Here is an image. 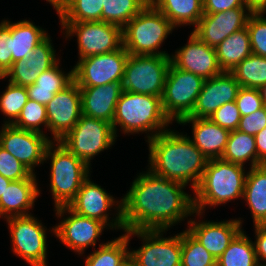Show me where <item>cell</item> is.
Returning a JSON list of instances; mask_svg holds the SVG:
<instances>
[{
  "instance_id": "obj_1",
  "label": "cell",
  "mask_w": 266,
  "mask_h": 266,
  "mask_svg": "<svg viewBox=\"0 0 266 266\" xmlns=\"http://www.w3.org/2000/svg\"><path fill=\"white\" fill-rule=\"evenodd\" d=\"M139 174V175H138ZM137 174L121 198L124 230H170L194 212L193 196L186 185L152 173Z\"/></svg>"
},
{
  "instance_id": "obj_2",
  "label": "cell",
  "mask_w": 266,
  "mask_h": 266,
  "mask_svg": "<svg viewBox=\"0 0 266 266\" xmlns=\"http://www.w3.org/2000/svg\"><path fill=\"white\" fill-rule=\"evenodd\" d=\"M148 167L152 173L177 181L194 191L198 186L208 159L193 144L187 133L170 128L147 140Z\"/></svg>"
},
{
  "instance_id": "obj_3",
  "label": "cell",
  "mask_w": 266,
  "mask_h": 266,
  "mask_svg": "<svg viewBox=\"0 0 266 266\" xmlns=\"http://www.w3.org/2000/svg\"><path fill=\"white\" fill-rule=\"evenodd\" d=\"M173 122L164 113L160 97L122 91L116 104L112 127L126 134H147V140L168 130ZM117 127H120L119 129Z\"/></svg>"
},
{
  "instance_id": "obj_4",
  "label": "cell",
  "mask_w": 266,
  "mask_h": 266,
  "mask_svg": "<svg viewBox=\"0 0 266 266\" xmlns=\"http://www.w3.org/2000/svg\"><path fill=\"white\" fill-rule=\"evenodd\" d=\"M244 168L221 158L208 160L202 178L193 191L194 211H197L199 218H204L206 207L243 199L247 174Z\"/></svg>"
},
{
  "instance_id": "obj_5",
  "label": "cell",
  "mask_w": 266,
  "mask_h": 266,
  "mask_svg": "<svg viewBox=\"0 0 266 266\" xmlns=\"http://www.w3.org/2000/svg\"><path fill=\"white\" fill-rule=\"evenodd\" d=\"M50 160V189L54 208L68 206L83 182L91 175L90 166L68 151L58 141L46 149L44 161Z\"/></svg>"
},
{
  "instance_id": "obj_6",
  "label": "cell",
  "mask_w": 266,
  "mask_h": 266,
  "mask_svg": "<svg viewBox=\"0 0 266 266\" xmlns=\"http://www.w3.org/2000/svg\"><path fill=\"white\" fill-rule=\"evenodd\" d=\"M176 27L151 3L123 28V47L129 54L170 56L159 49Z\"/></svg>"
},
{
  "instance_id": "obj_7",
  "label": "cell",
  "mask_w": 266,
  "mask_h": 266,
  "mask_svg": "<svg viewBox=\"0 0 266 266\" xmlns=\"http://www.w3.org/2000/svg\"><path fill=\"white\" fill-rule=\"evenodd\" d=\"M117 140L111 123L82 115L74 128L58 142L91 167L95 156Z\"/></svg>"
},
{
  "instance_id": "obj_8",
  "label": "cell",
  "mask_w": 266,
  "mask_h": 266,
  "mask_svg": "<svg viewBox=\"0 0 266 266\" xmlns=\"http://www.w3.org/2000/svg\"><path fill=\"white\" fill-rule=\"evenodd\" d=\"M170 64V56L129 54L122 90L161 98Z\"/></svg>"
},
{
  "instance_id": "obj_9",
  "label": "cell",
  "mask_w": 266,
  "mask_h": 266,
  "mask_svg": "<svg viewBox=\"0 0 266 266\" xmlns=\"http://www.w3.org/2000/svg\"><path fill=\"white\" fill-rule=\"evenodd\" d=\"M166 231L168 230L124 231L129 241L132 236H137L143 243L139 249L129 250L130 259L137 266H181L182 232L165 237L163 234Z\"/></svg>"
},
{
  "instance_id": "obj_10",
  "label": "cell",
  "mask_w": 266,
  "mask_h": 266,
  "mask_svg": "<svg viewBox=\"0 0 266 266\" xmlns=\"http://www.w3.org/2000/svg\"><path fill=\"white\" fill-rule=\"evenodd\" d=\"M65 39L76 36L78 60L123 46L122 27L104 21L60 22Z\"/></svg>"
},
{
  "instance_id": "obj_11",
  "label": "cell",
  "mask_w": 266,
  "mask_h": 266,
  "mask_svg": "<svg viewBox=\"0 0 266 266\" xmlns=\"http://www.w3.org/2000/svg\"><path fill=\"white\" fill-rule=\"evenodd\" d=\"M8 224L12 252L30 266H47V227L33 214L4 219Z\"/></svg>"
},
{
  "instance_id": "obj_12",
  "label": "cell",
  "mask_w": 266,
  "mask_h": 266,
  "mask_svg": "<svg viewBox=\"0 0 266 266\" xmlns=\"http://www.w3.org/2000/svg\"><path fill=\"white\" fill-rule=\"evenodd\" d=\"M204 81L170 64L161 100L164 113L172 122L178 123L192 112Z\"/></svg>"
},
{
  "instance_id": "obj_13",
  "label": "cell",
  "mask_w": 266,
  "mask_h": 266,
  "mask_svg": "<svg viewBox=\"0 0 266 266\" xmlns=\"http://www.w3.org/2000/svg\"><path fill=\"white\" fill-rule=\"evenodd\" d=\"M54 209L56 217L58 219L60 218V220L63 219L48 230L51 231L50 233H53L52 235H55V237L59 239V242L61 241L65 247L80 256H83L85 250L89 248V246L95 248L104 229H109L103 222L79 215L68 206Z\"/></svg>"
},
{
  "instance_id": "obj_14",
  "label": "cell",
  "mask_w": 266,
  "mask_h": 266,
  "mask_svg": "<svg viewBox=\"0 0 266 266\" xmlns=\"http://www.w3.org/2000/svg\"><path fill=\"white\" fill-rule=\"evenodd\" d=\"M90 177L91 175L83 182L68 207L79 215L103 222L109 229L125 231L122 219V200H116L99 184L91 181ZM113 208L116 213L112 214L113 217H109Z\"/></svg>"
},
{
  "instance_id": "obj_15",
  "label": "cell",
  "mask_w": 266,
  "mask_h": 266,
  "mask_svg": "<svg viewBox=\"0 0 266 266\" xmlns=\"http://www.w3.org/2000/svg\"><path fill=\"white\" fill-rule=\"evenodd\" d=\"M129 53L121 48L105 54L92 55L73 66L74 82L79 87H94L108 83H122Z\"/></svg>"
},
{
  "instance_id": "obj_16",
  "label": "cell",
  "mask_w": 266,
  "mask_h": 266,
  "mask_svg": "<svg viewBox=\"0 0 266 266\" xmlns=\"http://www.w3.org/2000/svg\"><path fill=\"white\" fill-rule=\"evenodd\" d=\"M47 134L19 129L13 125L2 124L0 146L19 160L33 174L35 167L44 163L47 146L51 143Z\"/></svg>"
},
{
  "instance_id": "obj_17",
  "label": "cell",
  "mask_w": 266,
  "mask_h": 266,
  "mask_svg": "<svg viewBox=\"0 0 266 266\" xmlns=\"http://www.w3.org/2000/svg\"><path fill=\"white\" fill-rule=\"evenodd\" d=\"M46 114L51 141H59L82 116L80 87L73 81L64 90L57 92L46 105Z\"/></svg>"
},
{
  "instance_id": "obj_18",
  "label": "cell",
  "mask_w": 266,
  "mask_h": 266,
  "mask_svg": "<svg viewBox=\"0 0 266 266\" xmlns=\"http://www.w3.org/2000/svg\"><path fill=\"white\" fill-rule=\"evenodd\" d=\"M171 63L186 72L194 73L204 80L221 74L215 48L201 41L192 32L187 43L170 55Z\"/></svg>"
},
{
  "instance_id": "obj_19",
  "label": "cell",
  "mask_w": 266,
  "mask_h": 266,
  "mask_svg": "<svg viewBox=\"0 0 266 266\" xmlns=\"http://www.w3.org/2000/svg\"><path fill=\"white\" fill-rule=\"evenodd\" d=\"M253 11L250 8H233L214 14H203L192 33L212 48H216L232 33L246 27Z\"/></svg>"
},
{
  "instance_id": "obj_20",
  "label": "cell",
  "mask_w": 266,
  "mask_h": 266,
  "mask_svg": "<svg viewBox=\"0 0 266 266\" xmlns=\"http://www.w3.org/2000/svg\"><path fill=\"white\" fill-rule=\"evenodd\" d=\"M197 211L192 216L195 219L189 220L186 228L203 247L212 254L217 260L221 254L228 248L233 239L243 230L242 218L221 220V221H197Z\"/></svg>"
},
{
  "instance_id": "obj_21",
  "label": "cell",
  "mask_w": 266,
  "mask_h": 266,
  "mask_svg": "<svg viewBox=\"0 0 266 266\" xmlns=\"http://www.w3.org/2000/svg\"><path fill=\"white\" fill-rule=\"evenodd\" d=\"M53 47L51 36L48 35L27 58L13 62L0 80L9 78L8 82L23 87L33 85L42 72L50 69L60 60Z\"/></svg>"
},
{
  "instance_id": "obj_22",
  "label": "cell",
  "mask_w": 266,
  "mask_h": 266,
  "mask_svg": "<svg viewBox=\"0 0 266 266\" xmlns=\"http://www.w3.org/2000/svg\"><path fill=\"white\" fill-rule=\"evenodd\" d=\"M240 84L231 72L221 74L204 81L192 112L187 117L209 118L225 103L236 100Z\"/></svg>"
},
{
  "instance_id": "obj_23",
  "label": "cell",
  "mask_w": 266,
  "mask_h": 266,
  "mask_svg": "<svg viewBox=\"0 0 266 266\" xmlns=\"http://www.w3.org/2000/svg\"><path fill=\"white\" fill-rule=\"evenodd\" d=\"M178 124H191L193 138L190 139L208 160L222 157L231 131L213 123L209 118L184 117Z\"/></svg>"
},
{
  "instance_id": "obj_24",
  "label": "cell",
  "mask_w": 266,
  "mask_h": 266,
  "mask_svg": "<svg viewBox=\"0 0 266 266\" xmlns=\"http://www.w3.org/2000/svg\"><path fill=\"white\" fill-rule=\"evenodd\" d=\"M122 83L112 82L94 87H80L82 115L112 124Z\"/></svg>"
},
{
  "instance_id": "obj_25",
  "label": "cell",
  "mask_w": 266,
  "mask_h": 266,
  "mask_svg": "<svg viewBox=\"0 0 266 266\" xmlns=\"http://www.w3.org/2000/svg\"><path fill=\"white\" fill-rule=\"evenodd\" d=\"M38 179L11 181L0 198V218L31 215L41 190Z\"/></svg>"
},
{
  "instance_id": "obj_26",
  "label": "cell",
  "mask_w": 266,
  "mask_h": 266,
  "mask_svg": "<svg viewBox=\"0 0 266 266\" xmlns=\"http://www.w3.org/2000/svg\"><path fill=\"white\" fill-rule=\"evenodd\" d=\"M242 200L251 211L254 226L266 225V164L247 170Z\"/></svg>"
},
{
  "instance_id": "obj_27",
  "label": "cell",
  "mask_w": 266,
  "mask_h": 266,
  "mask_svg": "<svg viewBox=\"0 0 266 266\" xmlns=\"http://www.w3.org/2000/svg\"><path fill=\"white\" fill-rule=\"evenodd\" d=\"M61 60L42 72L33 85L27 86L29 99L47 105L57 92L64 90L73 81V68L66 73L60 68Z\"/></svg>"
},
{
  "instance_id": "obj_28",
  "label": "cell",
  "mask_w": 266,
  "mask_h": 266,
  "mask_svg": "<svg viewBox=\"0 0 266 266\" xmlns=\"http://www.w3.org/2000/svg\"><path fill=\"white\" fill-rule=\"evenodd\" d=\"M10 33L12 63L27 58L30 52L48 36L45 29L26 19L14 23L10 21Z\"/></svg>"
},
{
  "instance_id": "obj_29",
  "label": "cell",
  "mask_w": 266,
  "mask_h": 266,
  "mask_svg": "<svg viewBox=\"0 0 266 266\" xmlns=\"http://www.w3.org/2000/svg\"><path fill=\"white\" fill-rule=\"evenodd\" d=\"M215 51L222 71L231 72L240 62L252 54L247 27L232 33L215 48Z\"/></svg>"
},
{
  "instance_id": "obj_30",
  "label": "cell",
  "mask_w": 266,
  "mask_h": 266,
  "mask_svg": "<svg viewBox=\"0 0 266 266\" xmlns=\"http://www.w3.org/2000/svg\"><path fill=\"white\" fill-rule=\"evenodd\" d=\"M151 4L176 27L193 26L203 16V0H153Z\"/></svg>"
},
{
  "instance_id": "obj_31",
  "label": "cell",
  "mask_w": 266,
  "mask_h": 266,
  "mask_svg": "<svg viewBox=\"0 0 266 266\" xmlns=\"http://www.w3.org/2000/svg\"><path fill=\"white\" fill-rule=\"evenodd\" d=\"M127 234L120 235L106 243H100L85 259V266H122L129 258Z\"/></svg>"
},
{
  "instance_id": "obj_32",
  "label": "cell",
  "mask_w": 266,
  "mask_h": 266,
  "mask_svg": "<svg viewBox=\"0 0 266 266\" xmlns=\"http://www.w3.org/2000/svg\"><path fill=\"white\" fill-rule=\"evenodd\" d=\"M221 159L242 166L249 161V168L257 166L255 137L242 131H231Z\"/></svg>"
},
{
  "instance_id": "obj_33",
  "label": "cell",
  "mask_w": 266,
  "mask_h": 266,
  "mask_svg": "<svg viewBox=\"0 0 266 266\" xmlns=\"http://www.w3.org/2000/svg\"><path fill=\"white\" fill-rule=\"evenodd\" d=\"M217 266H260L254 243L244 229L217 259Z\"/></svg>"
},
{
  "instance_id": "obj_34",
  "label": "cell",
  "mask_w": 266,
  "mask_h": 266,
  "mask_svg": "<svg viewBox=\"0 0 266 266\" xmlns=\"http://www.w3.org/2000/svg\"><path fill=\"white\" fill-rule=\"evenodd\" d=\"M231 73L240 87L260 89L266 85V57L250 54Z\"/></svg>"
},
{
  "instance_id": "obj_35",
  "label": "cell",
  "mask_w": 266,
  "mask_h": 266,
  "mask_svg": "<svg viewBox=\"0 0 266 266\" xmlns=\"http://www.w3.org/2000/svg\"><path fill=\"white\" fill-rule=\"evenodd\" d=\"M148 4L146 0H103L102 21L123 28Z\"/></svg>"
},
{
  "instance_id": "obj_36",
  "label": "cell",
  "mask_w": 266,
  "mask_h": 266,
  "mask_svg": "<svg viewBox=\"0 0 266 266\" xmlns=\"http://www.w3.org/2000/svg\"><path fill=\"white\" fill-rule=\"evenodd\" d=\"M0 95V110L4 118L3 124L12 125L19 117L22 108L29 100L26 87L8 82L6 89Z\"/></svg>"
},
{
  "instance_id": "obj_37",
  "label": "cell",
  "mask_w": 266,
  "mask_h": 266,
  "mask_svg": "<svg viewBox=\"0 0 266 266\" xmlns=\"http://www.w3.org/2000/svg\"><path fill=\"white\" fill-rule=\"evenodd\" d=\"M181 266H217V260L187 229L182 232Z\"/></svg>"
},
{
  "instance_id": "obj_38",
  "label": "cell",
  "mask_w": 266,
  "mask_h": 266,
  "mask_svg": "<svg viewBox=\"0 0 266 266\" xmlns=\"http://www.w3.org/2000/svg\"><path fill=\"white\" fill-rule=\"evenodd\" d=\"M103 0H74L59 16L60 22L102 21Z\"/></svg>"
},
{
  "instance_id": "obj_39",
  "label": "cell",
  "mask_w": 266,
  "mask_h": 266,
  "mask_svg": "<svg viewBox=\"0 0 266 266\" xmlns=\"http://www.w3.org/2000/svg\"><path fill=\"white\" fill-rule=\"evenodd\" d=\"M12 125L19 129L45 134L47 131L44 132L42 126L48 129L46 105L29 99Z\"/></svg>"
},
{
  "instance_id": "obj_40",
  "label": "cell",
  "mask_w": 266,
  "mask_h": 266,
  "mask_svg": "<svg viewBox=\"0 0 266 266\" xmlns=\"http://www.w3.org/2000/svg\"><path fill=\"white\" fill-rule=\"evenodd\" d=\"M266 11H253L246 27L250 36L252 53L266 57Z\"/></svg>"
},
{
  "instance_id": "obj_41",
  "label": "cell",
  "mask_w": 266,
  "mask_h": 266,
  "mask_svg": "<svg viewBox=\"0 0 266 266\" xmlns=\"http://www.w3.org/2000/svg\"><path fill=\"white\" fill-rule=\"evenodd\" d=\"M0 174L11 181L37 179L36 174H33L27 167L1 146Z\"/></svg>"
},
{
  "instance_id": "obj_42",
  "label": "cell",
  "mask_w": 266,
  "mask_h": 266,
  "mask_svg": "<svg viewBox=\"0 0 266 266\" xmlns=\"http://www.w3.org/2000/svg\"><path fill=\"white\" fill-rule=\"evenodd\" d=\"M235 102L241 116H247L264 107L259 89L240 87Z\"/></svg>"
},
{
  "instance_id": "obj_43",
  "label": "cell",
  "mask_w": 266,
  "mask_h": 266,
  "mask_svg": "<svg viewBox=\"0 0 266 266\" xmlns=\"http://www.w3.org/2000/svg\"><path fill=\"white\" fill-rule=\"evenodd\" d=\"M209 119L229 131L237 130L241 115L235 101L225 103L218 108Z\"/></svg>"
},
{
  "instance_id": "obj_44",
  "label": "cell",
  "mask_w": 266,
  "mask_h": 266,
  "mask_svg": "<svg viewBox=\"0 0 266 266\" xmlns=\"http://www.w3.org/2000/svg\"><path fill=\"white\" fill-rule=\"evenodd\" d=\"M11 40H12V35L10 33V21L6 19L1 20L0 22V77H3L5 73L12 66Z\"/></svg>"
},
{
  "instance_id": "obj_45",
  "label": "cell",
  "mask_w": 266,
  "mask_h": 266,
  "mask_svg": "<svg viewBox=\"0 0 266 266\" xmlns=\"http://www.w3.org/2000/svg\"><path fill=\"white\" fill-rule=\"evenodd\" d=\"M266 127V106L247 116H241L237 130L255 136Z\"/></svg>"
},
{
  "instance_id": "obj_46",
  "label": "cell",
  "mask_w": 266,
  "mask_h": 266,
  "mask_svg": "<svg viewBox=\"0 0 266 266\" xmlns=\"http://www.w3.org/2000/svg\"><path fill=\"white\" fill-rule=\"evenodd\" d=\"M233 8H249L245 0H203V13L214 14Z\"/></svg>"
},
{
  "instance_id": "obj_47",
  "label": "cell",
  "mask_w": 266,
  "mask_h": 266,
  "mask_svg": "<svg viewBox=\"0 0 266 266\" xmlns=\"http://www.w3.org/2000/svg\"><path fill=\"white\" fill-rule=\"evenodd\" d=\"M254 230L256 258L260 266H266V225H255Z\"/></svg>"
},
{
  "instance_id": "obj_48",
  "label": "cell",
  "mask_w": 266,
  "mask_h": 266,
  "mask_svg": "<svg viewBox=\"0 0 266 266\" xmlns=\"http://www.w3.org/2000/svg\"><path fill=\"white\" fill-rule=\"evenodd\" d=\"M257 166L266 164V127L255 136Z\"/></svg>"
},
{
  "instance_id": "obj_49",
  "label": "cell",
  "mask_w": 266,
  "mask_h": 266,
  "mask_svg": "<svg viewBox=\"0 0 266 266\" xmlns=\"http://www.w3.org/2000/svg\"><path fill=\"white\" fill-rule=\"evenodd\" d=\"M73 1L74 0H46V2H49V4L53 6L58 16H60Z\"/></svg>"
},
{
  "instance_id": "obj_50",
  "label": "cell",
  "mask_w": 266,
  "mask_h": 266,
  "mask_svg": "<svg viewBox=\"0 0 266 266\" xmlns=\"http://www.w3.org/2000/svg\"><path fill=\"white\" fill-rule=\"evenodd\" d=\"M252 11H266V0H245Z\"/></svg>"
},
{
  "instance_id": "obj_51",
  "label": "cell",
  "mask_w": 266,
  "mask_h": 266,
  "mask_svg": "<svg viewBox=\"0 0 266 266\" xmlns=\"http://www.w3.org/2000/svg\"><path fill=\"white\" fill-rule=\"evenodd\" d=\"M11 180L3 177L0 174V198L1 196L4 194V191L6 190V188L8 187V185L10 184Z\"/></svg>"
},
{
  "instance_id": "obj_52",
  "label": "cell",
  "mask_w": 266,
  "mask_h": 266,
  "mask_svg": "<svg viewBox=\"0 0 266 266\" xmlns=\"http://www.w3.org/2000/svg\"><path fill=\"white\" fill-rule=\"evenodd\" d=\"M264 106H266V85L259 89Z\"/></svg>"
},
{
  "instance_id": "obj_53",
  "label": "cell",
  "mask_w": 266,
  "mask_h": 266,
  "mask_svg": "<svg viewBox=\"0 0 266 266\" xmlns=\"http://www.w3.org/2000/svg\"><path fill=\"white\" fill-rule=\"evenodd\" d=\"M122 266H137L130 257L122 264Z\"/></svg>"
}]
</instances>
